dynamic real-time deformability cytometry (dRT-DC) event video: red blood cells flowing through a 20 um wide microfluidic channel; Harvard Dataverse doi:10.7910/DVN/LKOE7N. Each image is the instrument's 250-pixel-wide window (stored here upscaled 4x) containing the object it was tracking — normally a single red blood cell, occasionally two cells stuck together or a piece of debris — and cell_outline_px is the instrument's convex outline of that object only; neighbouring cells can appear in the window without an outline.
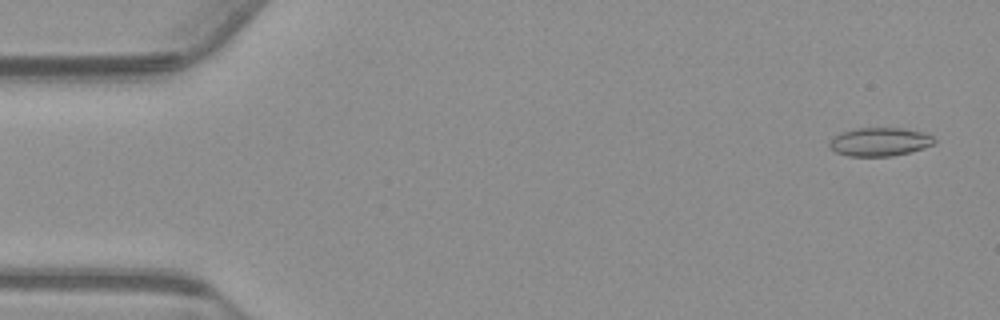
{"species": "common noctule bat (a hibernating species)", "species_latin": "Nyctalus noctula", "temperature_condition": "warm", "stored_images_in_passage": 55, "camera_frame_rate_fps": 3000, "um_per_image_px": 0.085, "animal": {"sex": "male", "body_mass_g": 23.1, "forearm_length_mm": 52.7}, "frame": {"image": 1, "passage_image": 3, "time_ms": 0.667, "image_size_px": [1000, 320], "cell_outline_px": [[936, 140], [932, 144], [924, 148], [892, 156], [848, 156], [836, 152], [828, 144], [828, 140], [840, 132], [856, 128], [904, 128], [924, 132], [932, 136]], "centroid_in_image_um": [74.75, 12.04], "position_along_channel_um": 10.2, "area_um2": 17.46}}
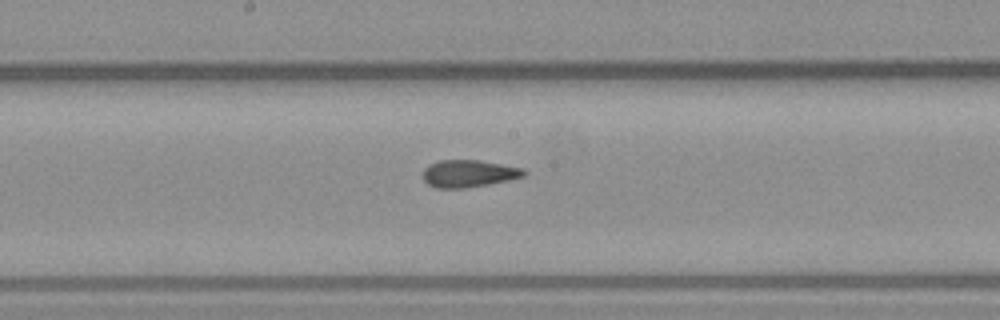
{"frame": {"image": 2, "passage_image": 29, "time_ms": 9.333, "image_size_px": [1000, 320], "cell_outline_px": [[528, 172], [524, 176], [508, 180], [488, 184], [464, 188], [436, 188], [428, 184], [424, 180], [424, 168], [428, 164], [440, 160], [480, 160], [524, 168]], "centroid_in_image_um": [39.85, 14.74], "position_along_channel_um": 208.3, "area_um2": 16.07}}
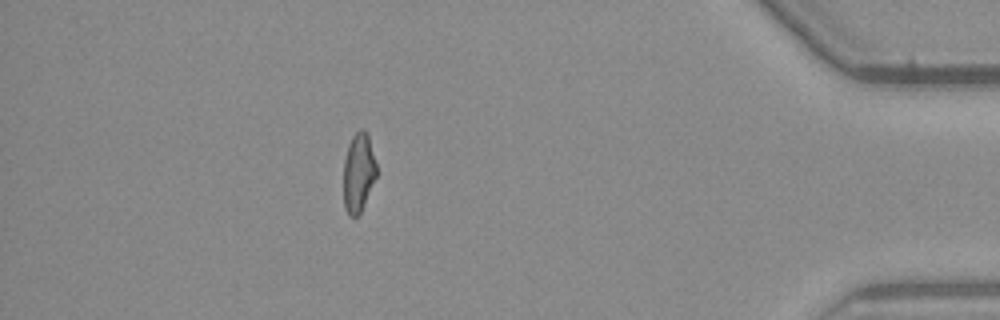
{"frame": {"image": 3, "passage_image": 49, "time_ms": 16.0, "image_size_px": [1000, 320], "cell_outline_px": [[376, 176], [364, 204], [360, 212], [356, 216], [348, 216], [344, 208], [344, 160], [348, 144], [352, 136], [360, 128], [364, 128], [368, 132], [376, 164]], "centroid_in_image_um": [30.46, 14.62], "position_along_channel_um": 404.7, "area_um2": 15.2}, "authors_computed_cell_mechanics": {"area_um2": 16.3574, "velocity_mm_per_s": 3.7435, "shape_relaxation_time_tau1_ms": null, "shape_relaxation_time_tau2_ms": 2.1795, "deformation_change_tau1": null, "deformation_change_tau2": 0.1069}}